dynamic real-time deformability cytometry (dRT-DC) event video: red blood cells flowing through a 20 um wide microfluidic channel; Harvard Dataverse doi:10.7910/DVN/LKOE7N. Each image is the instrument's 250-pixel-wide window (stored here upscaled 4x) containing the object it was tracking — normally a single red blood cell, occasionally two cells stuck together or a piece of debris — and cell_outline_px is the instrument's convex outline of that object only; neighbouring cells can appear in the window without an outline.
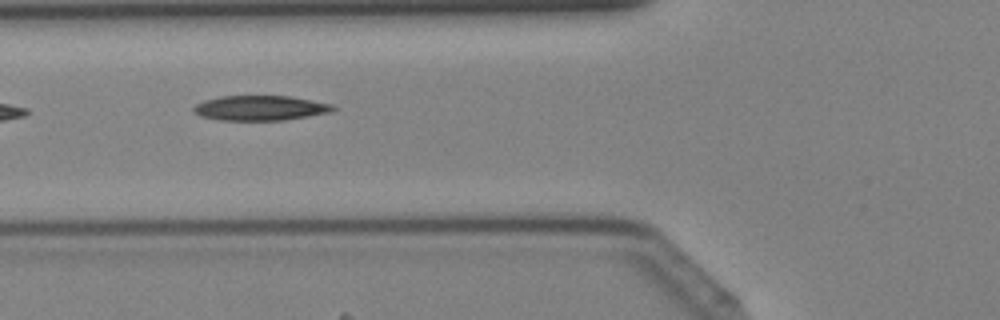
{"species": "Egyptian fruit bat (a non-hibernating species)", "species_latin": "Rousettus aegyptiacus", "temperature_condition": "cold", "stored_images_in_passage": 31, "camera_frame_rate_fps": 3000, "um_per_image_px": 0.085, "animal": {"sex": "female"}, "frame": {"image": 1, "passage_image": 5, "time_ms": 1.333, "image_size_px": [1000, 320], "cell_outline_px": [[336, 108], [328, 112], [284, 120], [220, 120], [200, 116], [192, 108], [196, 104], [204, 100], [220, 96], [292, 96], [332, 104]], "centroid_in_image_um": [22.09, 9.17], "position_along_channel_um": 103.7, "area_um2": 20.06}}
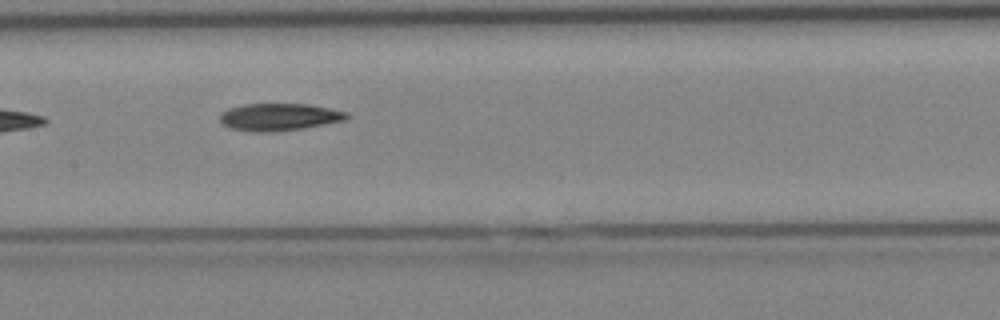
{"frame": {"image": 2, "passage_image": 10, "time_ms": 3.0, "image_size_px": [1000, 320], "cell_outline_px": [[352, 116], [344, 120], [324, 124], [300, 128], [264, 132], [260, 132], [228, 128], [220, 120], [220, 112], [228, 108], [244, 104], [308, 104], [348, 112]], "centroid_in_image_um": [23.71, 9.93], "position_along_channel_um": 183.7, "area_um2": 19.94}}
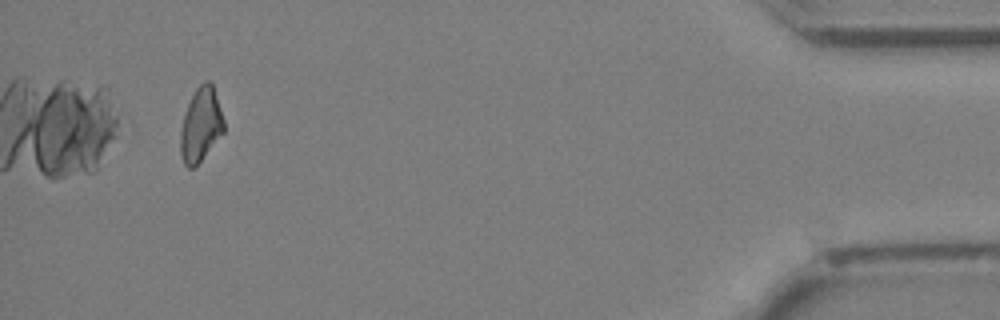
{"frame": {"image": 3, "passage_image": 29, "time_ms": 9.333, "image_size_px": [1000, 320], "cell_outline_px": [[224, 132], [200, 160], [192, 168], [188, 168], [184, 164], [180, 156], [180, 128], [184, 112], [196, 88], [204, 80], [208, 80], [212, 84], [224, 120]], "centroid_in_image_um": [17.04, 10.6], "position_along_channel_um": 418.2, "area_um2": 18.55}}